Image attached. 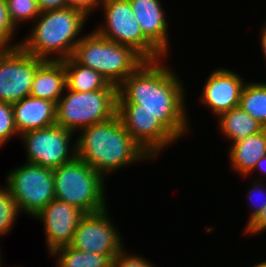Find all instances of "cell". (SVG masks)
I'll use <instances>...</instances> for the list:
<instances>
[{"mask_svg":"<svg viewBox=\"0 0 266 267\" xmlns=\"http://www.w3.org/2000/svg\"><path fill=\"white\" fill-rule=\"evenodd\" d=\"M117 112V86L77 92L65 88L56 103V125L75 134L83 128L107 121Z\"/></svg>","mask_w":266,"mask_h":267,"instance_id":"8992f818","label":"cell"},{"mask_svg":"<svg viewBox=\"0 0 266 267\" xmlns=\"http://www.w3.org/2000/svg\"><path fill=\"white\" fill-rule=\"evenodd\" d=\"M243 233L252 235H259L266 231V207L262 209L258 217L246 228H243Z\"/></svg>","mask_w":266,"mask_h":267,"instance_id":"f546056e","label":"cell"},{"mask_svg":"<svg viewBox=\"0 0 266 267\" xmlns=\"http://www.w3.org/2000/svg\"><path fill=\"white\" fill-rule=\"evenodd\" d=\"M5 176V186L22 215L33 218L55 199L53 169L25 162Z\"/></svg>","mask_w":266,"mask_h":267,"instance_id":"ba28073f","label":"cell"},{"mask_svg":"<svg viewBox=\"0 0 266 267\" xmlns=\"http://www.w3.org/2000/svg\"><path fill=\"white\" fill-rule=\"evenodd\" d=\"M230 145L227 153L229 166L234 173L246 178L256 163L266 156V128Z\"/></svg>","mask_w":266,"mask_h":267,"instance_id":"e0dca14e","label":"cell"},{"mask_svg":"<svg viewBox=\"0 0 266 267\" xmlns=\"http://www.w3.org/2000/svg\"><path fill=\"white\" fill-rule=\"evenodd\" d=\"M218 132L229 143H234L248 136L261 132L264 126L252 118L239 106L220 114L217 119Z\"/></svg>","mask_w":266,"mask_h":267,"instance_id":"d6986e66","label":"cell"},{"mask_svg":"<svg viewBox=\"0 0 266 267\" xmlns=\"http://www.w3.org/2000/svg\"><path fill=\"white\" fill-rule=\"evenodd\" d=\"M239 107L266 128V82H246Z\"/></svg>","mask_w":266,"mask_h":267,"instance_id":"7402d4cb","label":"cell"},{"mask_svg":"<svg viewBox=\"0 0 266 267\" xmlns=\"http://www.w3.org/2000/svg\"><path fill=\"white\" fill-rule=\"evenodd\" d=\"M144 36L165 56L170 52L169 19L160 0H129ZM170 52V53H169Z\"/></svg>","mask_w":266,"mask_h":267,"instance_id":"9a60e30c","label":"cell"},{"mask_svg":"<svg viewBox=\"0 0 266 267\" xmlns=\"http://www.w3.org/2000/svg\"><path fill=\"white\" fill-rule=\"evenodd\" d=\"M9 18L18 30L21 23H33L40 15L37 0H6Z\"/></svg>","mask_w":266,"mask_h":267,"instance_id":"603a6c76","label":"cell"},{"mask_svg":"<svg viewBox=\"0 0 266 267\" xmlns=\"http://www.w3.org/2000/svg\"><path fill=\"white\" fill-rule=\"evenodd\" d=\"M11 105L19 136L56 124V103L53 101L27 96Z\"/></svg>","mask_w":266,"mask_h":267,"instance_id":"2e32d148","label":"cell"},{"mask_svg":"<svg viewBox=\"0 0 266 267\" xmlns=\"http://www.w3.org/2000/svg\"><path fill=\"white\" fill-rule=\"evenodd\" d=\"M100 3L101 0H66L67 7L80 10L88 17L98 11Z\"/></svg>","mask_w":266,"mask_h":267,"instance_id":"f1b7e54d","label":"cell"},{"mask_svg":"<svg viewBox=\"0 0 266 267\" xmlns=\"http://www.w3.org/2000/svg\"><path fill=\"white\" fill-rule=\"evenodd\" d=\"M84 213L77 207L57 199L52 200L32 219L42 223L47 253L69 246L78 222Z\"/></svg>","mask_w":266,"mask_h":267,"instance_id":"5bb4252c","label":"cell"},{"mask_svg":"<svg viewBox=\"0 0 266 267\" xmlns=\"http://www.w3.org/2000/svg\"><path fill=\"white\" fill-rule=\"evenodd\" d=\"M16 33L17 29L13 26L9 18L6 0H0V50L20 47L21 41L12 42L13 38L16 37Z\"/></svg>","mask_w":266,"mask_h":267,"instance_id":"484cf974","label":"cell"},{"mask_svg":"<svg viewBox=\"0 0 266 267\" xmlns=\"http://www.w3.org/2000/svg\"><path fill=\"white\" fill-rule=\"evenodd\" d=\"M261 32L259 33L260 38V47H261V51H262V55L264 56L263 59H265L266 62V22H264V24H262V28H260ZM266 65V63H265Z\"/></svg>","mask_w":266,"mask_h":267,"instance_id":"d6a6232c","label":"cell"},{"mask_svg":"<svg viewBox=\"0 0 266 267\" xmlns=\"http://www.w3.org/2000/svg\"><path fill=\"white\" fill-rule=\"evenodd\" d=\"M109 209L84 214L70 245L84 252L106 254L113 259L126 246L121 232L109 216Z\"/></svg>","mask_w":266,"mask_h":267,"instance_id":"30bf717a","label":"cell"},{"mask_svg":"<svg viewBox=\"0 0 266 267\" xmlns=\"http://www.w3.org/2000/svg\"><path fill=\"white\" fill-rule=\"evenodd\" d=\"M116 114L129 135L152 160L178 142L155 116L136 112V104H117Z\"/></svg>","mask_w":266,"mask_h":267,"instance_id":"7c38bea8","label":"cell"},{"mask_svg":"<svg viewBox=\"0 0 266 267\" xmlns=\"http://www.w3.org/2000/svg\"><path fill=\"white\" fill-rule=\"evenodd\" d=\"M44 61L21 47L0 50V102L13 104L29 96L34 74Z\"/></svg>","mask_w":266,"mask_h":267,"instance_id":"8fae6325","label":"cell"},{"mask_svg":"<svg viewBox=\"0 0 266 267\" xmlns=\"http://www.w3.org/2000/svg\"><path fill=\"white\" fill-rule=\"evenodd\" d=\"M166 58L143 61L117 87V104H136V112L155 116L180 141L192 130L187 92L184 80L165 63Z\"/></svg>","mask_w":266,"mask_h":267,"instance_id":"6da1fadb","label":"cell"},{"mask_svg":"<svg viewBox=\"0 0 266 267\" xmlns=\"http://www.w3.org/2000/svg\"><path fill=\"white\" fill-rule=\"evenodd\" d=\"M21 215L11 192L0 185V237H5L12 230L18 216Z\"/></svg>","mask_w":266,"mask_h":267,"instance_id":"cb8c5ba5","label":"cell"},{"mask_svg":"<svg viewBox=\"0 0 266 267\" xmlns=\"http://www.w3.org/2000/svg\"><path fill=\"white\" fill-rule=\"evenodd\" d=\"M76 134L77 157L105 179L127 166H134L144 160L153 161L129 135L117 114L107 121L83 128Z\"/></svg>","mask_w":266,"mask_h":267,"instance_id":"7a4b0ae2","label":"cell"},{"mask_svg":"<svg viewBox=\"0 0 266 267\" xmlns=\"http://www.w3.org/2000/svg\"><path fill=\"white\" fill-rule=\"evenodd\" d=\"M66 88L63 61L45 60L36 70L29 96L53 101L62 97Z\"/></svg>","mask_w":266,"mask_h":267,"instance_id":"ac0fdd59","label":"cell"},{"mask_svg":"<svg viewBox=\"0 0 266 267\" xmlns=\"http://www.w3.org/2000/svg\"><path fill=\"white\" fill-rule=\"evenodd\" d=\"M247 81L235 70L216 68L204 81L202 93L199 95L200 104L218 117L223 112L239 106L241 93Z\"/></svg>","mask_w":266,"mask_h":267,"instance_id":"4fadbf2b","label":"cell"},{"mask_svg":"<svg viewBox=\"0 0 266 267\" xmlns=\"http://www.w3.org/2000/svg\"><path fill=\"white\" fill-rule=\"evenodd\" d=\"M75 133L58 125L31 130L20 135L27 163L55 169L71 162L76 155ZM74 141V142H71Z\"/></svg>","mask_w":266,"mask_h":267,"instance_id":"9c48e42d","label":"cell"},{"mask_svg":"<svg viewBox=\"0 0 266 267\" xmlns=\"http://www.w3.org/2000/svg\"><path fill=\"white\" fill-rule=\"evenodd\" d=\"M72 58L117 87L145 61L131 47L110 41L93 29L76 44Z\"/></svg>","mask_w":266,"mask_h":267,"instance_id":"5b68a950","label":"cell"},{"mask_svg":"<svg viewBox=\"0 0 266 267\" xmlns=\"http://www.w3.org/2000/svg\"><path fill=\"white\" fill-rule=\"evenodd\" d=\"M259 173V176L265 177L264 180H266V156L262 157L255 165L254 169L246 176L249 177L250 180L252 178V175L256 172ZM261 173V174H260Z\"/></svg>","mask_w":266,"mask_h":267,"instance_id":"1f68e13d","label":"cell"},{"mask_svg":"<svg viewBox=\"0 0 266 267\" xmlns=\"http://www.w3.org/2000/svg\"><path fill=\"white\" fill-rule=\"evenodd\" d=\"M56 267H112V259L106 254L84 252L71 245L61 247L50 254Z\"/></svg>","mask_w":266,"mask_h":267,"instance_id":"44dd1931","label":"cell"},{"mask_svg":"<svg viewBox=\"0 0 266 267\" xmlns=\"http://www.w3.org/2000/svg\"><path fill=\"white\" fill-rule=\"evenodd\" d=\"M251 267H266V260L260 261L259 263H256L254 266Z\"/></svg>","mask_w":266,"mask_h":267,"instance_id":"836d02e7","label":"cell"},{"mask_svg":"<svg viewBox=\"0 0 266 267\" xmlns=\"http://www.w3.org/2000/svg\"><path fill=\"white\" fill-rule=\"evenodd\" d=\"M18 137L13 108L10 103L0 102V149L7 144L12 137Z\"/></svg>","mask_w":266,"mask_h":267,"instance_id":"4316f807","label":"cell"},{"mask_svg":"<svg viewBox=\"0 0 266 267\" xmlns=\"http://www.w3.org/2000/svg\"><path fill=\"white\" fill-rule=\"evenodd\" d=\"M88 18L80 10L69 7L41 12L28 36L21 39L20 47L43 60L70 58L84 35Z\"/></svg>","mask_w":266,"mask_h":267,"instance_id":"3957f363","label":"cell"},{"mask_svg":"<svg viewBox=\"0 0 266 267\" xmlns=\"http://www.w3.org/2000/svg\"><path fill=\"white\" fill-rule=\"evenodd\" d=\"M255 178L252 179L253 180L251 182L252 185H250V188L248 189L249 191H247L248 194L246 193L247 195L246 199L249 201L248 207L250 213H248L249 217L247 219L246 225H244L245 228L249 226L258 217L262 209L266 207V183H265L266 181H263L261 177H255ZM255 198H260V199H255Z\"/></svg>","mask_w":266,"mask_h":267,"instance_id":"d4e9b609","label":"cell"},{"mask_svg":"<svg viewBox=\"0 0 266 267\" xmlns=\"http://www.w3.org/2000/svg\"><path fill=\"white\" fill-rule=\"evenodd\" d=\"M40 12L66 8V0H37Z\"/></svg>","mask_w":266,"mask_h":267,"instance_id":"4dcf8cb0","label":"cell"},{"mask_svg":"<svg viewBox=\"0 0 266 267\" xmlns=\"http://www.w3.org/2000/svg\"><path fill=\"white\" fill-rule=\"evenodd\" d=\"M66 72V88L77 92L106 89L110 83L99 72L77 63L72 57L62 60Z\"/></svg>","mask_w":266,"mask_h":267,"instance_id":"ffe728a7","label":"cell"},{"mask_svg":"<svg viewBox=\"0 0 266 267\" xmlns=\"http://www.w3.org/2000/svg\"><path fill=\"white\" fill-rule=\"evenodd\" d=\"M98 10H102L104 22L95 27L94 31L97 34L131 47L144 60H158L165 57L144 36L129 0H101Z\"/></svg>","mask_w":266,"mask_h":267,"instance_id":"52a82bcc","label":"cell"},{"mask_svg":"<svg viewBox=\"0 0 266 267\" xmlns=\"http://www.w3.org/2000/svg\"><path fill=\"white\" fill-rule=\"evenodd\" d=\"M1 253H2V251H1V249H0V267L4 266V265H2V264H4V263H3L2 260H1V259H2V258H1V257H2V256H1L2 254H1Z\"/></svg>","mask_w":266,"mask_h":267,"instance_id":"e575fe53","label":"cell"},{"mask_svg":"<svg viewBox=\"0 0 266 267\" xmlns=\"http://www.w3.org/2000/svg\"><path fill=\"white\" fill-rule=\"evenodd\" d=\"M55 199L77 207L84 214L106 209V179L83 160L53 169Z\"/></svg>","mask_w":266,"mask_h":267,"instance_id":"277c9868","label":"cell"},{"mask_svg":"<svg viewBox=\"0 0 266 267\" xmlns=\"http://www.w3.org/2000/svg\"><path fill=\"white\" fill-rule=\"evenodd\" d=\"M127 248H123L113 259L112 267H157L155 263H151L146 257L134 253H130ZM129 252V253H128Z\"/></svg>","mask_w":266,"mask_h":267,"instance_id":"83f0119b","label":"cell"}]
</instances>
